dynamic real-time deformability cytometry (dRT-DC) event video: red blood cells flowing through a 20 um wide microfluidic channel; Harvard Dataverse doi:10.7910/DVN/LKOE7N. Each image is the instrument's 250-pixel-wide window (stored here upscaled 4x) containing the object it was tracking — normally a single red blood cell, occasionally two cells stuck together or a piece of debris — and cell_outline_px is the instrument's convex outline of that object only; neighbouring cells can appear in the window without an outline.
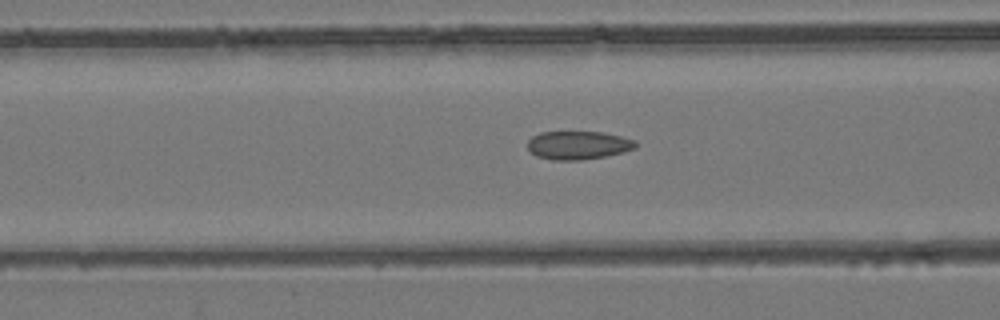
{"species": "common noctule bat (a hibernating species)", "species_latin": "Nyctalus noctula", "temperature_condition": "room temperature", "stored_images_in_passage": 53, "camera_frame_rate_fps": 3000, "um_per_image_px": 0.085, "animal": {"sex": "female", "body_mass_g": 24.6, "forearm_length_mm": 56.2}, "frame": {"image": 1, "passage_image": 21, "time_ms": 6.667, "image_size_px": [1000, 320], "cell_outline_px": [[636, 148], [624, 152], [604, 156], [580, 160], [552, 160], [536, 156], [528, 148], [528, 140], [532, 136], [540, 132], [604, 132], [636, 140]], "centroid_in_image_um": [49.15, 12.34], "position_along_channel_um": 117.5, "area_um2": 17.86}}
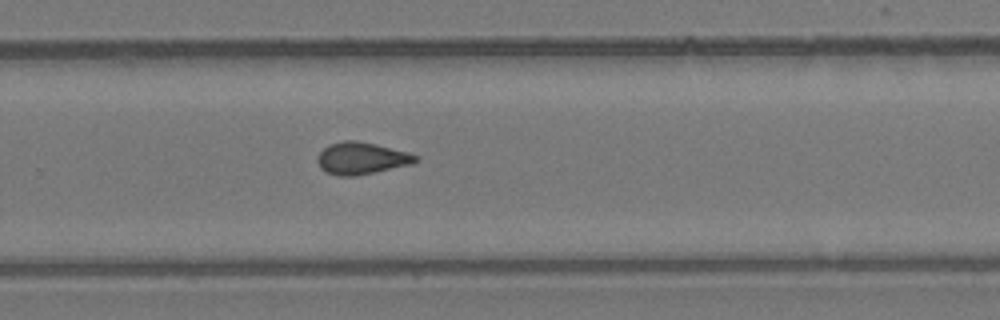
{"frame": {"image": 2, "passage_image": 35, "time_ms": 11.333, "image_size_px": [1000, 320], "cell_outline_px": [[420, 160], [412, 164], [356, 176], [340, 176], [324, 172], [320, 168], [316, 160], [316, 156], [328, 144], [344, 140], [356, 140], [376, 144], [408, 152], [420, 156]], "centroid_in_image_um": [30.72, 13.45], "position_along_channel_um": 299.1, "area_um2": 18.61}}
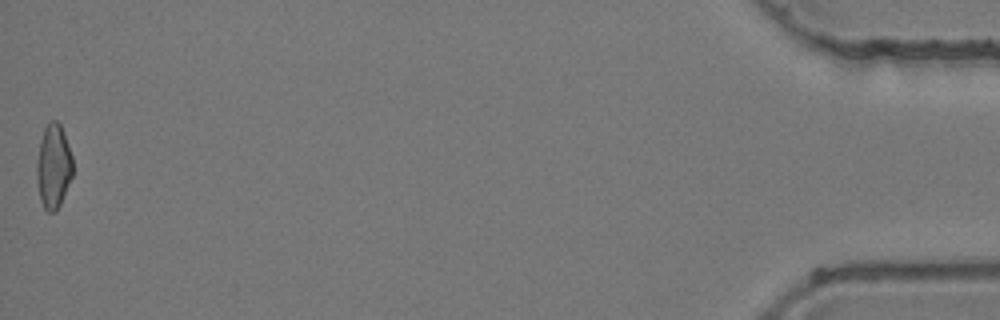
{"frame": {"image": 3, "passage_image": 53, "time_ms": 17.333, "image_size_px": [1000, 320], "cell_outline_px": [[72, 176], [60, 204], [56, 212], [48, 212], [44, 208], [40, 200], [36, 176], [36, 164], [40, 140], [44, 128], [48, 120], [56, 120], [60, 124], [72, 156]], "centroid_in_image_um": [4.52, 14.13], "position_along_channel_um": 430.7, "area_um2": 17.69}, "authors_computed_cell_mechanics": {"area_um2": 17.9758, "velocity_mm_per_s": 3.8965, "shape_relaxation_time_tau1_ms": null, "shape_relaxation_time_tau2_ms": 1.9366, "deformation_change_tau1": null, "deformation_change_tau2": 0.0846}}